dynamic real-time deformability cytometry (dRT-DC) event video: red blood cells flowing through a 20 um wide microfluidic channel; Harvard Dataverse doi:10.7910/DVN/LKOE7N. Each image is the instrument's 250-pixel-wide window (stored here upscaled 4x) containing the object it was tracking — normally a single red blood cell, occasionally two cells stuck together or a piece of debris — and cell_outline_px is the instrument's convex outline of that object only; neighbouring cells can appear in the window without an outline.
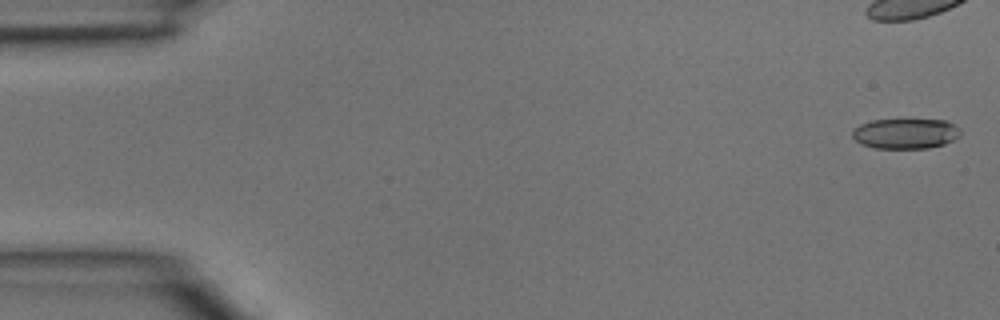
{"species": "common noctule bat (a hibernating species)", "species_latin": "Nyctalus noctula", "temperature_condition": "room temperature", "stored_images_in_passage": 14, "camera_frame_rate_fps": 3000, "um_per_image_px": 0.085, "animal": {"sex": "male", "body_mass_g": 15.6}, "frame": {"image": 1, "passage_image": 1, "time_ms": 0.0, "image_size_px": [1000, 320], "cell_outline_px": [[960, 136], [944, 144], [928, 148], [876, 148], [860, 144], [852, 136], [852, 132], [860, 124], [872, 120], [944, 120], [960, 128]], "centroid_in_image_um": [76.96, 11.36], "position_along_channel_um": 8.0, "area_um2": 18.9}}
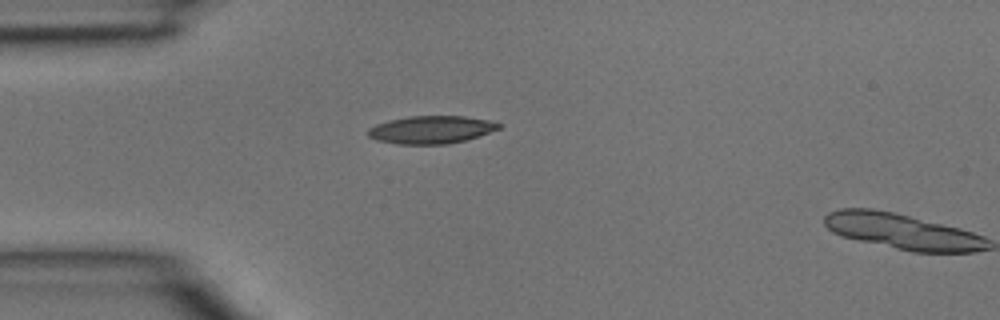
{"frame": {"image": 2, "passage_image": 14, "time_ms": 4.333, "image_size_px": [1000, 320], "cell_outline_px": [[500, 128], [464, 140], [448, 144], [400, 144], [376, 140], [368, 136], [368, 128], [376, 124], [388, 120], [408, 116], [464, 116], [488, 120], [500, 124]], "centroid_in_image_um": [36.59, 11.02], "position_along_channel_um": 48.4, "area_um2": 20.92}}